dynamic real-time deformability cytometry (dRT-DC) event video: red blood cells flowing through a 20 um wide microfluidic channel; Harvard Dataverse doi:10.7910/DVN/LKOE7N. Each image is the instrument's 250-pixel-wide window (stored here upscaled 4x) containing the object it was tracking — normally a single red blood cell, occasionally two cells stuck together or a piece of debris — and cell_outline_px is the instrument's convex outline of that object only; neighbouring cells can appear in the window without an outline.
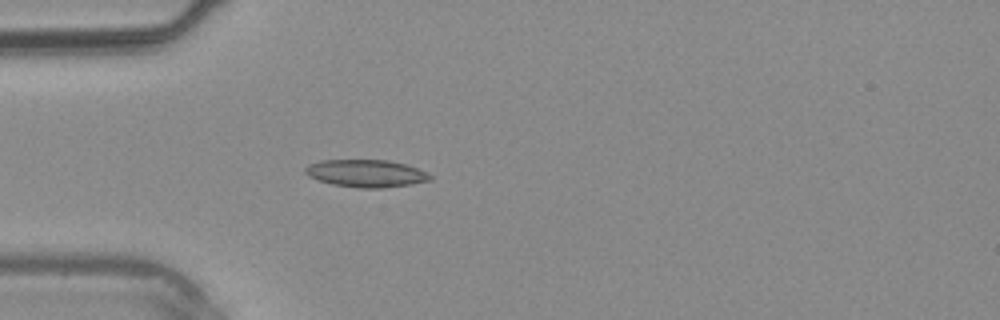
{"species": "common noctule bat (a hibernating species)", "species_latin": "Nyctalus noctula", "temperature_condition": "warm", "stored_images_in_passage": 2, "camera_frame_rate_fps": 3000, "um_per_image_px": 0.085, "animal": {"sex": "male", "body_mass_g": 20.4}, "frame": {"image": 1, "passage_image": 2, "time_ms": 1.0, "image_size_px": [1000, 320], "cell_outline_px": [[432, 180], [412, 184], [384, 188], [356, 188], [332, 184], [308, 176], [304, 172], [304, 168], [308, 164], [320, 160], [388, 160], [404, 164], [416, 168], [432, 176]], "centroid_in_image_um": [31.09, 14.74], "position_along_channel_um": 53.9, "area_um2": 20.0}}